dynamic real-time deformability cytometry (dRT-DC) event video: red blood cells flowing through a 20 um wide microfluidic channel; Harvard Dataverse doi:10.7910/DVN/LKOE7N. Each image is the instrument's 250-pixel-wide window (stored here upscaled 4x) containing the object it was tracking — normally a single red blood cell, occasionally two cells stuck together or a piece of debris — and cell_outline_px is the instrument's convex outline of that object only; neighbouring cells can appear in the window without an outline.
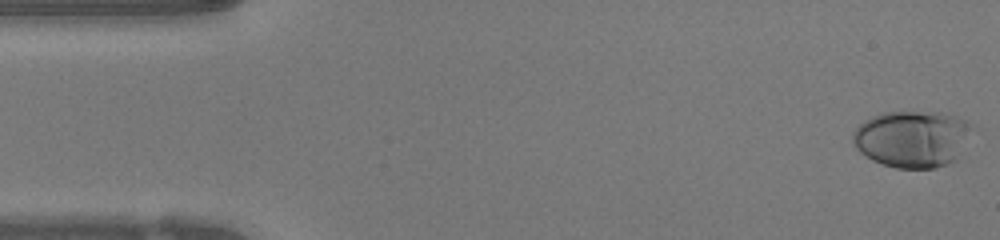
{"species": "human", "species_latin": "Homo sapiens", "temperature_condition": "warm", "stored_images_in_passage": 47, "camera_frame_rate_fps": 3000, "um_per_image_px": 0.085, "donor": {"sex": "female"}, "frame": {"image": 1, "passage_image": 1, "time_ms": 0.0, "image_size_px": [1000, 240], "cell_outline_px": [[972, 128], [956, 160], [948, 164], [936, 168], [896, 168], [872, 160], [860, 152], [856, 148], [852, 140], [852, 132], [864, 120], [872, 116], [884, 112], [940, 112], [956, 116], [968, 120], [972, 124]], "centroid_in_image_um": [77.53, 11.79], "position_along_channel_um": 7.5, "area_um2": 39.54}}
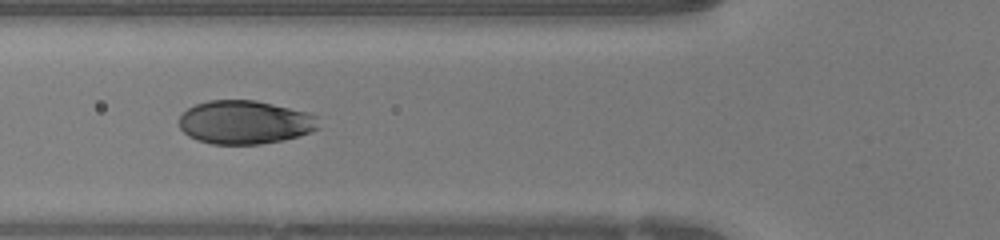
{"frame": {"image": 2, "passage_image": 17, "time_ms": 5.333, "image_size_px": [1000, 240], "cell_outline_px": [[320, 128], [312, 132], [300, 136], [284, 140], [260, 144], [212, 144], [196, 140], [188, 136], [180, 128], [180, 116], [188, 108], [196, 104], [208, 100], [256, 100], [308, 112], [316, 116]], "centroid_in_image_um": [20.83, 10.4], "position_along_channel_um": 105.0, "area_um2": 35.6}}
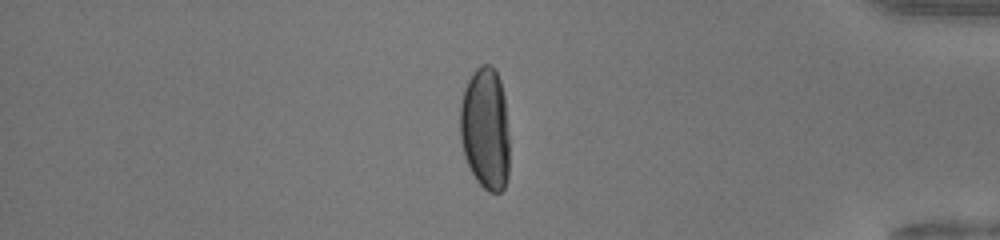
{"frame": {"image": 3, "passage_image": 40, "time_ms": 13.0, "image_size_px": [1000, 240], "cell_outline_px": [[508, 176], [504, 188], [500, 192], [488, 192], [476, 180], [464, 156], [460, 140], [460, 104], [464, 88], [472, 72], [480, 64], [488, 64], [496, 72], [500, 80], [504, 96], [508, 136]], "centroid_in_image_um": [41.23, 10.94], "position_along_channel_um": 394.0, "area_um2": 35.32}, "authors_computed_cell_mechanics": {"area_um2": 36.8764, "velocity_mm_per_s": 4.2291, "shape_relaxation_time_tau1_ms": 4.0195, "shape_relaxation_time_tau2_ms": null, "deformation_change_tau1": 0.2058, "deformation_change_tau2": null}}